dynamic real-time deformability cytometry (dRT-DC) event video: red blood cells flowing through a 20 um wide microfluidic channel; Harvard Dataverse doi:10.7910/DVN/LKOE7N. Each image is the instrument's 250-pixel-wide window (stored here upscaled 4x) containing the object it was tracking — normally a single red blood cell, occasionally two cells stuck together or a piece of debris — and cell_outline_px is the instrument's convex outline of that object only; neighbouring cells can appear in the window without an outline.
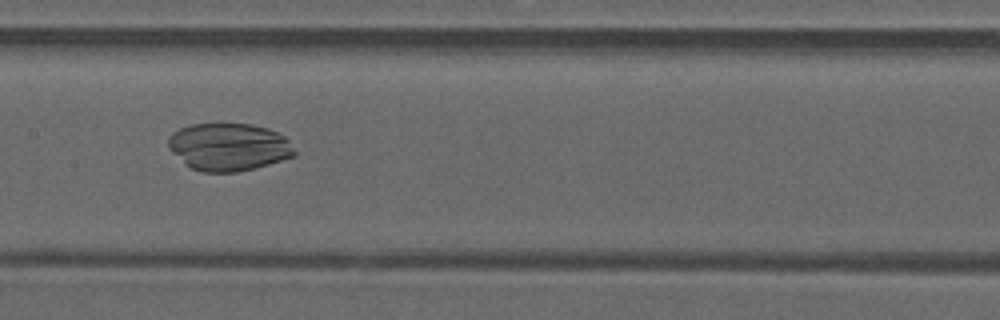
{"species": "common noctule bat (a hibernating species)", "species_latin": "Nyctalus noctula", "temperature_condition": "warm", "stored_images_in_passage": 37, "camera_frame_rate_fps": 3000, "um_per_image_px": 0.085, "animal": {"sex": "male", "forearm_length_mm": 52.5}, "frame": {"image": 1, "passage_image": 13, "time_ms": 4.0, "image_size_px": [1000, 320], "cell_outline_px": [[296, 156], [268, 164], [236, 172], [204, 172], [192, 168], [184, 164], [168, 148], [168, 136], [172, 132], [180, 128], [192, 124], [252, 124], [268, 128], [284, 136], [288, 140], [296, 152]], "centroid_in_image_um": [19.42, 12.48], "position_along_channel_um": 188.0, "area_um2": 35.03}}
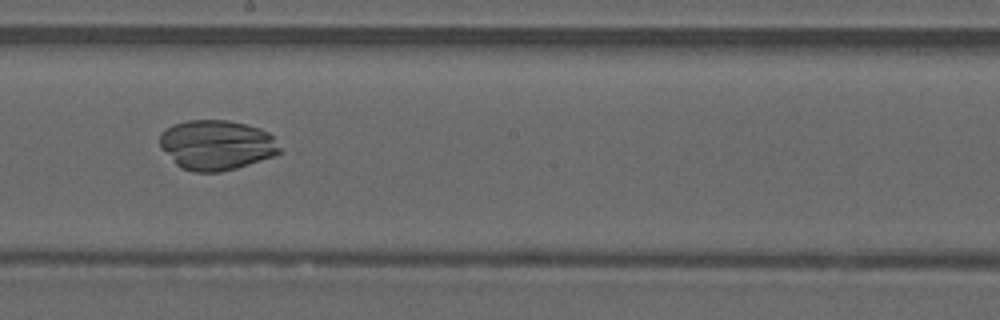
{"frame": {"image": 2, "passage_image": 16, "time_ms": 5.0, "image_size_px": [1000, 320], "cell_outline_px": [[280, 152], [276, 156], [236, 168], [220, 172], [192, 172], [180, 168], [160, 148], [160, 132], [172, 124], [188, 120], [228, 120], [260, 128], [268, 132], [272, 136], [280, 148]], "centroid_in_image_um": [18.38, 12.33], "position_along_channel_um": 229.8, "area_um2": 35.14}}
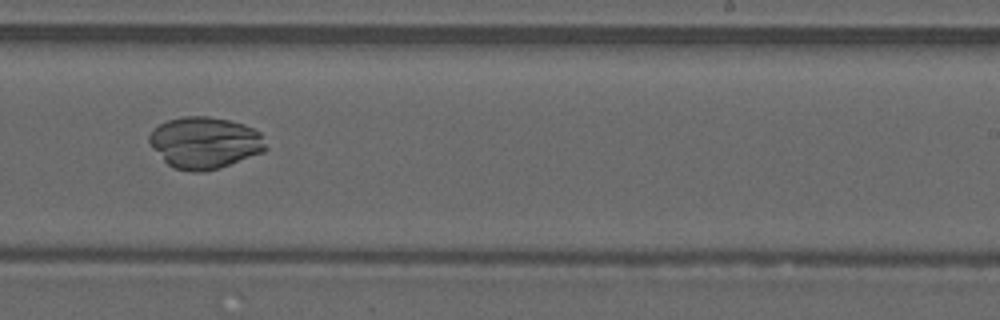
{"frame": {"image": 3, "passage_image": 19, "time_ms": 6.0, "image_size_px": [1000, 320], "cell_outline_px": [[268, 148], [264, 152], [220, 168], [200, 172], [192, 172], [172, 168], [152, 148], [148, 140], [148, 136], [160, 124], [168, 120], [184, 116], [208, 116], [228, 120], [244, 124], [260, 132]], "centroid_in_image_um": [17.42, 12.14], "position_along_channel_um": 271.6, "area_um2": 35.14}}